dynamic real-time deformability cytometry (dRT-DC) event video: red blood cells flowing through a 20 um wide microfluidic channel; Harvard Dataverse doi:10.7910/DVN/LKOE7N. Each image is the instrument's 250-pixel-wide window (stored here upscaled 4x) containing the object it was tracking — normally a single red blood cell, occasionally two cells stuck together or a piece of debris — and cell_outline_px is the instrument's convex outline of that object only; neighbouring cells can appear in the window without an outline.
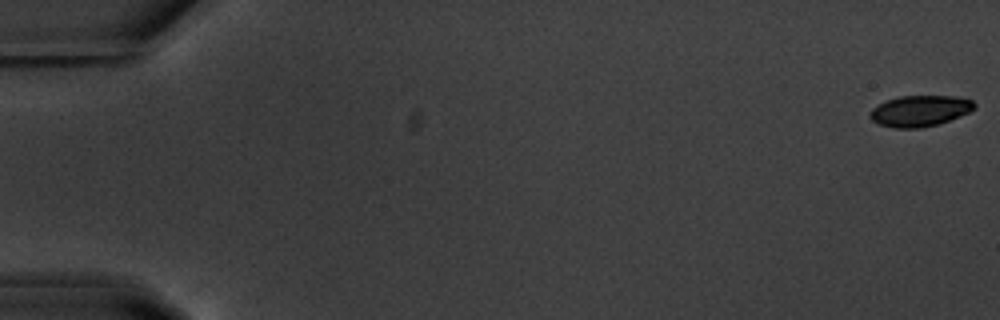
{"species": "common noctule bat (a hibernating species)", "species_latin": "Nyctalus noctula", "temperature_condition": "warm", "stored_images_in_passage": 56, "camera_frame_rate_fps": 3000, "um_per_image_px": 0.085, "animal": {"sex": "male", "body_mass_g": 20.1, "forearm_length_mm": 53.5}, "frame": {"image": 1, "passage_image": 1, "time_ms": 0.0, "image_size_px": [1000, 320], "cell_outline_px": [[976, 108], [968, 112], [948, 120], [936, 124], [920, 128], [892, 128], [880, 124], [872, 120], [872, 108], [888, 100], [900, 96], [952, 96], [972, 100], [976, 104]], "centroid_in_image_um": [78.21, 9.42], "position_along_channel_um": 6.8, "area_um2": 18.44}}
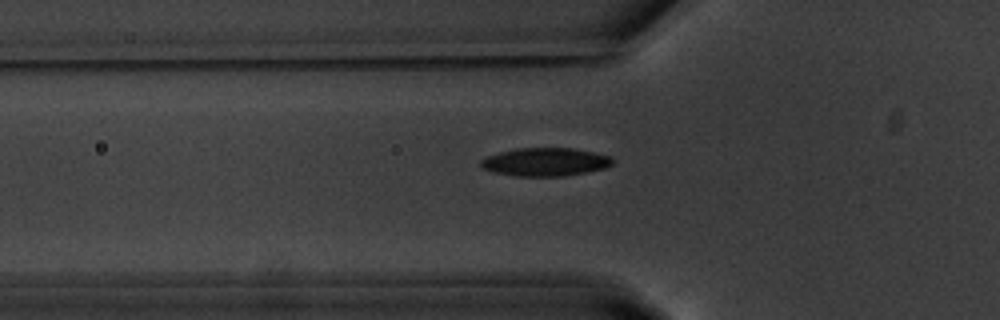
{"frame": {"image": 2, "passage_image": 20, "time_ms": 6.333, "image_size_px": [1000, 320], "cell_outline_px": [[612, 164], [604, 168], [588, 172], [564, 176], [512, 176], [492, 172], [480, 168], [480, 160], [484, 156], [516, 148], [572, 148], [592, 152], [608, 156], [612, 160]], "centroid_in_image_um": [46.25, 13.77], "position_along_channel_um": 79.5, "area_um2": 21.79}}
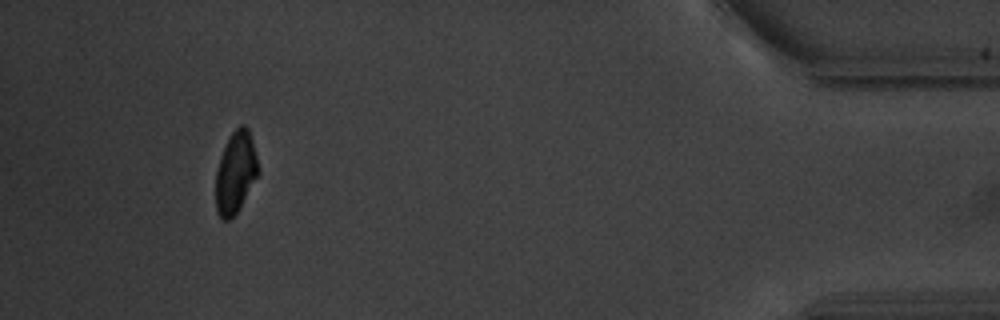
{"frame": {"image": 3, "passage_image": 52, "time_ms": 17.0, "image_size_px": [1000, 320], "cell_outline_px": [[260, 172], [236, 212], [228, 220], [224, 220], [216, 212], [216, 172], [220, 156], [232, 132], [240, 124], [244, 124], [248, 128], [252, 140]], "centroid_in_image_um": [20.02, 14.64], "position_along_channel_um": 415.2, "area_um2": 19.88}, "authors_computed_cell_mechanics": {"area_um2": 20.8369, "velocity_mm_per_s": 3.7081, "shape_relaxation_time_tau1_ms": 2.9365, "shape_relaxation_time_tau2_ms": 10.5596, "deformation_change_tau1": 0.1355, "deformation_change_tau2": 0.1418}}